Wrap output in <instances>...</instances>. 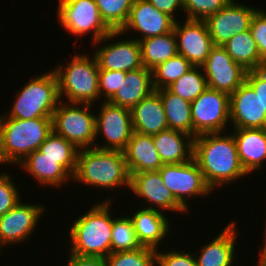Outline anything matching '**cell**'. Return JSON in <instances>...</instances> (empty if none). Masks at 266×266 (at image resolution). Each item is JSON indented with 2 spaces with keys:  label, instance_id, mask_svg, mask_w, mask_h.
I'll return each instance as SVG.
<instances>
[{
  "label": "cell",
  "instance_id": "6da1fadb",
  "mask_svg": "<svg viewBox=\"0 0 266 266\" xmlns=\"http://www.w3.org/2000/svg\"><path fill=\"white\" fill-rule=\"evenodd\" d=\"M224 133H204L194 138L193 158L212 190L249 175L239 159L233 133Z\"/></svg>",
  "mask_w": 266,
  "mask_h": 266
},
{
  "label": "cell",
  "instance_id": "7a4b0ae2",
  "mask_svg": "<svg viewBox=\"0 0 266 266\" xmlns=\"http://www.w3.org/2000/svg\"><path fill=\"white\" fill-rule=\"evenodd\" d=\"M111 197L97 201L85 214L71 223L69 253L79 256L106 258L111 253L113 215Z\"/></svg>",
  "mask_w": 266,
  "mask_h": 266
},
{
  "label": "cell",
  "instance_id": "3957f363",
  "mask_svg": "<svg viewBox=\"0 0 266 266\" xmlns=\"http://www.w3.org/2000/svg\"><path fill=\"white\" fill-rule=\"evenodd\" d=\"M74 182L95 188L114 190V187L130 189V174L123 151L103 150L95 147L79 149Z\"/></svg>",
  "mask_w": 266,
  "mask_h": 266
},
{
  "label": "cell",
  "instance_id": "277c9868",
  "mask_svg": "<svg viewBox=\"0 0 266 266\" xmlns=\"http://www.w3.org/2000/svg\"><path fill=\"white\" fill-rule=\"evenodd\" d=\"M52 131V117L23 120L0 114V155L3 162L19 165L39 149Z\"/></svg>",
  "mask_w": 266,
  "mask_h": 266
},
{
  "label": "cell",
  "instance_id": "5b68a950",
  "mask_svg": "<svg viewBox=\"0 0 266 266\" xmlns=\"http://www.w3.org/2000/svg\"><path fill=\"white\" fill-rule=\"evenodd\" d=\"M70 60L66 65L59 64L52 68L58 80L60 100L94 105L96 101L100 100L99 67L96 57L93 53L90 56V54L83 55L78 52Z\"/></svg>",
  "mask_w": 266,
  "mask_h": 266
},
{
  "label": "cell",
  "instance_id": "8992f818",
  "mask_svg": "<svg viewBox=\"0 0 266 266\" xmlns=\"http://www.w3.org/2000/svg\"><path fill=\"white\" fill-rule=\"evenodd\" d=\"M20 89L12 102L10 112L3 113L6 117L26 120L53 116L60 101L58 80L53 69L34 75Z\"/></svg>",
  "mask_w": 266,
  "mask_h": 266
},
{
  "label": "cell",
  "instance_id": "52a82bcc",
  "mask_svg": "<svg viewBox=\"0 0 266 266\" xmlns=\"http://www.w3.org/2000/svg\"><path fill=\"white\" fill-rule=\"evenodd\" d=\"M91 104L59 101L52 116L53 131L70 141L78 150L92 148L95 142V115Z\"/></svg>",
  "mask_w": 266,
  "mask_h": 266
},
{
  "label": "cell",
  "instance_id": "ba28073f",
  "mask_svg": "<svg viewBox=\"0 0 266 266\" xmlns=\"http://www.w3.org/2000/svg\"><path fill=\"white\" fill-rule=\"evenodd\" d=\"M57 18L68 34L80 36L92 33V43L112 30L102 20L95 0H59Z\"/></svg>",
  "mask_w": 266,
  "mask_h": 266
},
{
  "label": "cell",
  "instance_id": "9c48e42d",
  "mask_svg": "<svg viewBox=\"0 0 266 266\" xmlns=\"http://www.w3.org/2000/svg\"><path fill=\"white\" fill-rule=\"evenodd\" d=\"M159 172L164 185L188 213L190 212L188 200H193L194 196L203 198L214 192L206 183L194 158L180 164H164Z\"/></svg>",
  "mask_w": 266,
  "mask_h": 266
},
{
  "label": "cell",
  "instance_id": "30bf717a",
  "mask_svg": "<svg viewBox=\"0 0 266 266\" xmlns=\"http://www.w3.org/2000/svg\"><path fill=\"white\" fill-rule=\"evenodd\" d=\"M229 108L227 93L207 88L191 102L192 136L225 132L230 122Z\"/></svg>",
  "mask_w": 266,
  "mask_h": 266
},
{
  "label": "cell",
  "instance_id": "8fae6325",
  "mask_svg": "<svg viewBox=\"0 0 266 266\" xmlns=\"http://www.w3.org/2000/svg\"><path fill=\"white\" fill-rule=\"evenodd\" d=\"M99 113L95 115V141L99 136L105 144L95 148L124 151L133 134L131 110L102 101Z\"/></svg>",
  "mask_w": 266,
  "mask_h": 266
},
{
  "label": "cell",
  "instance_id": "7c38bea8",
  "mask_svg": "<svg viewBox=\"0 0 266 266\" xmlns=\"http://www.w3.org/2000/svg\"><path fill=\"white\" fill-rule=\"evenodd\" d=\"M121 35L122 33L120 31H111L108 35L93 43L95 49L99 46L93 52L99 69L129 72L144 67L141 59L139 41L135 38L125 40L120 38L121 41L113 40L115 38L118 39ZM110 40L113 41L111 42ZM107 41L109 43L104 44ZM102 43L104 46H100Z\"/></svg>",
  "mask_w": 266,
  "mask_h": 266
},
{
  "label": "cell",
  "instance_id": "4fadbf2b",
  "mask_svg": "<svg viewBox=\"0 0 266 266\" xmlns=\"http://www.w3.org/2000/svg\"><path fill=\"white\" fill-rule=\"evenodd\" d=\"M201 67L210 89L231 95L245 82L247 70L235 63L223 46L214 45Z\"/></svg>",
  "mask_w": 266,
  "mask_h": 266
},
{
  "label": "cell",
  "instance_id": "5bb4252c",
  "mask_svg": "<svg viewBox=\"0 0 266 266\" xmlns=\"http://www.w3.org/2000/svg\"><path fill=\"white\" fill-rule=\"evenodd\" d=\"M20 201L14 208L5 215L0 216V247L6 245H20L28 242V239L36 230L45 207L42 204L22 203ZM28 238V239H27Z\"/></svg>",
  "mask_w": 266,
  "mask_h": 266
},
{
  "label": "cell",
  "instance_id": "9a60e30c",
  "mask_svg": "<svg viewBox=\"0 0 266 266\" xmlns=\"http://www.w3.org/2000/svg\"><path fill=\"white\" fill-rule=\"evenodd\" d=\"M237 2L231 0L205 20L213 45L223 46L234 35L250 30L252 17L259 8Z\"/></svg>",
  "mask_w": 266,
  "mask_h": 266
},
{
  "label": "cell",
  "instance_id": "2e32d148",
  "mask_svg": "<svg viewBox=\"0 0 266 266\" xmlns=\"http://www.w3.org/2000/svg\"><path fill=\"white\" fill-rule=\"evenodd\" d=\"M129 190L145 201L147 207L142 206L143 208L170 211L171 213L173 211L181 212V214L188 212L164 185L159 171L130 173Z\"/></svg>",
  "mask_w": 266,
  "mask_h": 266
},
{
  "label": "cell",
  "instance_id": "e0dca14e",
  "mask_svg": "<svg viewBox=\"0 0 266 266\" xmlns=\"http://www.w3.org/2000/svg\"><path fill=\"white\" fill-rule=\"evenodd\" d=\"M175 21L173 31L177 40V51L193 66L201 67L214 46L205 21L186 19Z\"/></svg>",
  "mask_w": 266,
  "mask_h": 266
},
{
  "label": "cell",
  "instance_id": "ac0fdd59",
  "mask_svg": "<svg viewBox=\"0 0 266 266\" xmlns=\"http://www.w3.org/2000/svg\"><path fill=\"white\" fill-rule=\"evenodd\" d=\"M175 20L168 14L156 9L148 0H135L130 9L126 24L120 30L124 35L128 31L139 32L140 41L173 31Z\"/></svg>",
  "mask_w": 266,
  "mask_h": 266
},
{
  "label": "cell",
  "instance_id": "d6986e66",
  "mask_svg": "<svg viewBox=\"0 0 266 266\" xmlns=\"http://www.w3.org/2000/svg\"><path fill=\"white\" fill-rule=\"evenodd\" d=\"M229 99V119L233 129L266 128V112L259 96L246 81L229 95Z\"/></svg>",
  "mask_w": 266,
  "mask_h": 266
},
{
  "label": "cell",
  "instance_id": "ffe728a7",
  "mask_svg": "<svg viewBox=\"0 0 266 266\" xmlns=\"http://www.w3.org/2000/svg\"><path fill=\"white\" fill-rule=\"evenodd\" d=\"M236 227L235 220L231 221L217 237L202 246L199 254L194 252L197 266H233L236 259L235 245L239 237Z\"/></svg>",
  "mask_w": 266,
  "mask_h": 266
},
{
  "label": "cell",
  "instance_id": "44dd1931",
  "mask_svg": "<svg viewBox=\"0 0 266 266\" xmlns=\"http://www.w3.org/2000/svg\"><path fill=\"white\" fill-rule=\"evenodd\" d=\"M129 217L134 226L137 239L142 247H148L154 250H160L158 246L162 241L168 238L170 227L168 214L155 209L139 208L135 209ZM166 237V238H165Z\"/></svg>",
  "mask_w": 266,
  "mask_h": 266
},
{
  "label": "cell",
  "instance_id": "7402d4cb",
  "mask_svg": "<svg viewBox=\"0 0 266 266\" xmlns=\"http://www.w3.org/2000/svg\"><path fill=\"white\" fill-rule=\"evenodd\" d=\"M239 159L250 175L261 170L266 160V128H240L232 131Z\"/></svg>",
  "mask_w": 266,
  "mask_h": 266
},
{
  "label": "cell",
  "instance_id": "603a6c76",
  "mask_svg": "<svg viewBox=\"0 0 266 266\" xmlns=\"http://www.w3.org/2000/svg\"><path fill=\"white\" fill-rule=\"evenodd\" d=\"M154 91L152 70L142 67L126 72L118 91L108 102L131 110Z\"/></svg>",
  "mask_w": 266,
  "mask_h": 266
},
{
  "label": "cell",
  "instance_id": "cb8c5ba5",
  "mask_svg": "<svg viewBox=\"0 0 266 266\" xmlns=\"http://www.w3.org/2000/svg\"><path fill=\"white\" fill-rule=\"evenodd\" d=\"M129 174L141 171H159L164 165L154 146L152 136L133 132L123 151Z\"/></svg>",
  "mask_w": 266,
  "mask_h": 266
},
{
  "label": "cell",
  "instance_id": "d4e9b609",
  "mask_svg": "<svg viewBox=\"0 0 266 266\" xmlns=\"http://www.w3.org/2000/svg\"><path fill=\"white\" fill-rule=\"evenodd\" d=\"M152 139L163 164H180L193 159L194 137L185 132L168 128Z\"/></svg>",
  "mask_w": 266,
  "mask_h": 266
},
{
  "label": "cell",
  "instance_id": "484cf974",
  "mask_svg": "<svg viewBox=\"0 0 266 266\" xmlns=\"http://www.w3.org/2000/svg\"><path fill=\"white\" fill-rule=\"evenodd\" d=\"M133 131L149 136L168 129L160 96L154 91L131 109Z\"/></svg>",
  "mask_w": 266,
  "mask_h": 266
},
{
  "label": "cell",
  "instance_id": "4316f807",
  "mask_svg": "<svg viewBox=\"0 0 266 266\" xmlns=\"http://www.w3.org/2000/svg\"><path fill=\"white\" fill-rule=\"evenodd\" d=\"M19 166L41 186H55L60 189L69 180L73 181L72 176L58 163V160L46 157L39 150L30 153Z\"/></svg>",
  "mask_w": 266,
  "mask_h": 266
},
{
  "label": "cell",
  "instance_id": "83f0119b",
  "mask_svg": "<svg viewBox=\"0 0 266 266\" xmlns=\"http://www.w3.org/2000/svg\"><path fill=\"white\" fill-rule=\"evenodd\" d=\"M162 101L168 128L192 136L191 102L172 93L168 88L155 90Z\"/></svg>",
  "mask_w": 266,
  "mask_h": 266
},
{
  "label": "cell",
  "instance_id": "f1b7e54d",
  "mask_svg": "<svg viewBox=\"0 0 266 266\" xmlns=\"http://www.w3.org/2000/svg\"><path fill=\"white\" fill-rule=\"evenodd\" d=\"M139 44L142 64L150 70L178 53L177 40L174 31L142 39L139 41Z\"/></svg>",
  "mask_w": 266,
  "mask_h": 266
},
{
  "label": "cell",
  "instance_id": "f546056e",
  "mask_svg": "<svg viewBox=\"0 0 266 266\" xmlns=\"http://www.w3.org/2000/svg\"><path fill=\"white\" fill-rule=\"evenodd\" d=\"M223 47L235 63L240 64L247 71L266 67V64L260 59L256 42L250 30L234 35Z\"/></svg>",
  "mask_w": 266,
  "mask_h": 266
},
{
  "label": "cell",
  "instance_id": "4dcf8cb0",
  "mask_svg": "<svg viewBox=\"0 0 266 266\" xmlns=\"http://www.w3.org/2000/svg\"><path fill=\"white\" fill-rule=\"evenodd\" d=\"M58 163L73 177L76 170L78 149L68 140L52 131L38 149Z\"/></svg>",
  "mask_w": 266,
  "mask_h": 266
},
{
  "label": "cell",
  "instance_id": "1f68e13d",
  "mask_svg": "<svg viewBox=\"0 0 266 266\" xmlns=\"http://www.w3.org/2000/svg\"><path fill=\"white\" fill-rule=\"evenodd\" d=\"M193 65L181 54H176L152 69L155 90L168 88L174 81L187 73Z\"/></svg>",
  "mask_w": 266,
  "mask_h": 266
},
{
  "label": "cell",
  "instance_id": "d6a6232c",
  "mask_svg": "<svg viewBox=\"0 0 266 266\" xmlns=\"http://www.w3.org/2000/svg\"><path fill=\"white\" fill-rule=\"evenodd\" d=\"M207 88L202 67L195 66L168 87L172 93L190 102L199 97Z\"/></svg>",
  "mask_w": 266,
  "mask_h": 266
},
{
  "label": "cell",
  "instance_id": "836d02e7",
  "mask_svg": "<svg viewBox=\"0 0 266 266\" xmlns=\"http://www.w3.org/2000/svg\"><path fill=\"white\" fill-rule=\"evenodd\" d=\"M111 235V253L130 251L142 247L137 239L133 222L128 215L113 217Z\"/></svg>",
  "mask_w": 266,
  "mask_h": 266
},
{
  "label": "cell",
  "instance_id": "e575fe53",
  "mask_svg": "<svg viewBox=\"0 0 266 266\" xmlns=\"http://www.w3.org/2000/svg\"><path fill=\"white\" fill-rule=\"evenodd\" d=\"M102 20L112 31H120L126 24L135 0H95Z\"/></svg>",
  "mask_w": 266,
  "mask_h": 266
},
{
  "label": "cell",
  "instance_id": "d590c367",
  "mask_svg": "<svg viewBox=\"0 0 266 266\" xmlns=\"http://www.w3.org/2000/svg\"><path fill=\"white\" fill-rule=\"evenodd\" d=\"M106 266H156V250L141 247L130 251L110 253Z\"/></svg>",
  "mask_w": 266,
  "mask_h": 266
},
{
  "label": "cell",
  "instance_id": "8d00e7d4",
  "mask_svg": "<svg viewBox=\"0 0 266 266\" xmlns=\"http://www.w3.org/2000/svg\"><path fill=\"white\" fill-rule=\"evenodd\" d=\"M231 0H184L186 19L205 21L209 16L224 8Z\"/></svg>",
  "mask_w": 266,
  "mask_h": 266
},
{
  "label": "cell",
  "instance_id": "74e56055",
  "mask_svg": "<svg viewBox=\"0 0 266 266\" xmlns=\"http://www.w3.org/2000/svg\"><path fill=\"white\" fill-rule=\"evenodd\" d=\"M18 187L6 171L0 173V216L5 215L23 200Z\"/></svg>",
  "mask_w": 266,
  "mask_h": 266
},
{
  "label": "cell",
  "instance_id": "f35d334b",
  "mask_svg": "<svg viewBox=\"0 0 266 266\" xmlns=\"http://www.w3.org/2000/svg\"><path fill=\"white\" fill-rule=\"evenodd\" d=\"M122 77H126L125 71L99 69V98L101 101L108 102L115 95L122 82Z\"/></svg>",
  "mask_w": 266,
  "mask_h": 266
},
{
  "label": "cell",
  "instance_id": "ab89813d",
  "mask_svg": "<svg viewBox=\"0 0 266 266\" xmlns=\"http://www.w3.org/2000/svg\"><path fill=\"white\" fill-rule=\"evenodd\" d=\"M156 250V266H197L194 253L181 249L172 251Z\"/></svg>",
  "mask_w": 266,
  "mask_h": 266
},
{
  "label": "cell",
  "instance_id": "60d3db41",
  "mask_svg": "<svg viewBox=\"0 0 266 266\" xmlns=\"http://www.w3.org/2000/svg\"><path fill=\"white\" fill-rule=\"evenodd\" d=\"M250 32L254 38L260 59L266 64V11L258 9L252 17Z\"/></svg>",
  "mask_w": 266,
  "mask_h": 266
},
{
  "label": "cell",
  "instance_id": "b9f144b4",
  "mask_svg": "<svg viewBox=\"0 0 266 266\" xmlns=\"http://www.w3.org/2000/svg\"><path fill=\"white\" fill-rule=\"evenodd\" d=\"M245 81L259 96L262 109L266 112V67L247 71Z\"/></svg>",
  "mask_w": 266,
  "mask_h": 266
},
{
  "label": "cell",
  "instance_id": "7bdbcfd3",
  "mask_svg": "<svg viewBox=\"0 0 266 266\" xmlns=\"http://www.w3.org/2000/svg\"><path fill=\"white\" fill-rule=\"evenodd\" d=\"M156 9L171 16L175 21L176 10L184 9V0H148ZM175 15V16H174Z\"/></svg>",
  "mask_w": 266,
  "mask_h": 266
},
{
  "label": "cell",
  "instance_id": "ee69618b",
  "mask_svg": "<svg viewBox=\"0 0 266 266\" xmlns=\"http://www.w3.org/2000/svg\"><path fill=\"white\" fill-rule=\"evenodd\" d=\"M69 254L66 266H106L105 258Z\"/></svg>",
  "mask_w": 266,
  "mask_h": 266
},
{
  "label": "cell",
  "instance_id": "f6af8a7d",
  "mask_svg": "<svg viewBox=\"0 0 266 266\" xmlns=\"http://www.w3.org/2000/svg\"><path fill=\"white\" fill-rule=\"evenodd\" d=\"M266 224V223H265ZM266 226V225H265ZM265 232L263 234H265L264 236V244H261L262 248H259V261H258V265L257 266H266V227H265Z\"/></svg>",
  "mask_w": 266,
  "mask_h": 266
},
{
  "label": "cell",
  "instance_id": "bcb514c9",
  "mask_svg": "<svg viewBox=\"0 0 266 266\" xmlns=\"http://www.w3.org/2000/svg\"><path fill=\"white\" fill-rule=\"evenodd\" d=\"M0 164L2 165H4L5 163L3 162V160H2V158H1V155H0Z\"/></svg>",
  "mask_w": 266,
  "mask_h": 266
}]
</instances>
